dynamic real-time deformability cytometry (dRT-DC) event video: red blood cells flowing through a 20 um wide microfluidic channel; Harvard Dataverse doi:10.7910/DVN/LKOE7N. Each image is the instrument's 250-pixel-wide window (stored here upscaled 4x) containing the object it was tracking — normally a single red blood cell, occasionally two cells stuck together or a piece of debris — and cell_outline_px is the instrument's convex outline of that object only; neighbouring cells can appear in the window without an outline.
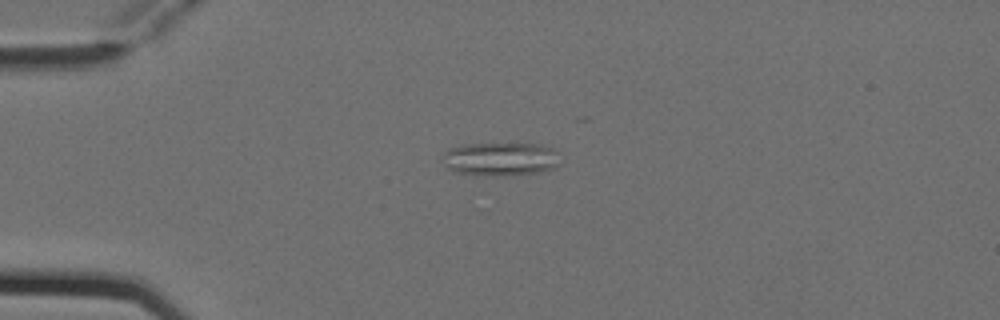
{"species": "Egyptian fruit bat (a non-hibernating species)", "species_latin": "Rousettus aegyptiacus", "temperature_condition": "cold", "stored_images_in_passage": 4, "camera_frame_rate_fps": 3000, "um_per_image_px": 0.085, "animal": {"sex": "female"}, "frame": {"image": 1, "passage_image": 3, "time_ms": 0.667, "image_size_px": [1000, 320], "cell_outline_px": [[560, 164], [552, 168], [540, 172], [496, 176], [472, 176], [456, 172], [448, 168], [444, 164], [444, 152], [448, 148], [460, 144], [536, 144], [552, 148]], "centroid_in_image_um": [42.46, 13.53], "position_along_channel_um": 42.5, "area_um2": 22.95}}